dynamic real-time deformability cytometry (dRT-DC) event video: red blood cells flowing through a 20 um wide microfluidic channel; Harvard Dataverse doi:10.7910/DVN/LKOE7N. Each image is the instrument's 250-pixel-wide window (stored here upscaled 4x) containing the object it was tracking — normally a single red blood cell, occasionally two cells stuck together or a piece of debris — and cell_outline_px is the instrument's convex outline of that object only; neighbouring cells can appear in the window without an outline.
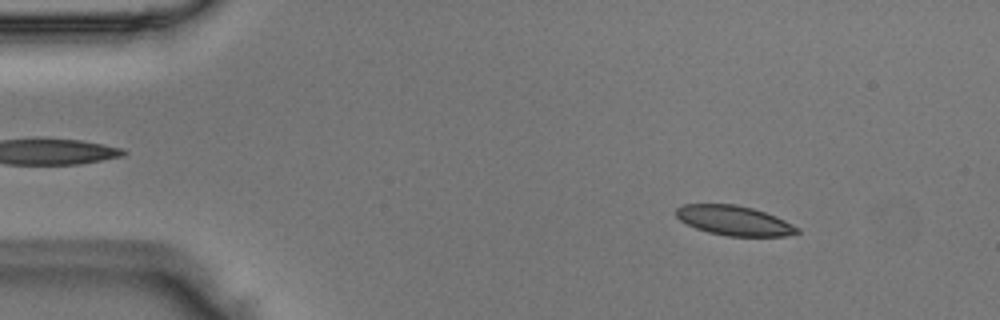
{"species": "Egyptian fruit bat (a non-hibernating species)", "species_latin": "Rousettus aegyptiacus", "temperature_condition": "room temperature", "stored_images_in_passage": 49, "camera_frame_rate_fps": 3000, "um_per_image_px": 0.085, "animal": {"sex": "male"}, "frame": {"image": 1, "passage_image": 6, "time_ms": 1.667, "image_size_px": [1000, 320], "cell_outline_px": [[800, 232], [784, 236], [728, 236], [708, 232], [696, 228], [680, 220], [676, 216], [676, 208], [684, 204], [736, 204], [752, 208], [776, 216], [800, 228]], "centroid_in_image_um": [62.41, 18.74], "position_along_channel_um": 22.6, "area_um2": 20.87}}
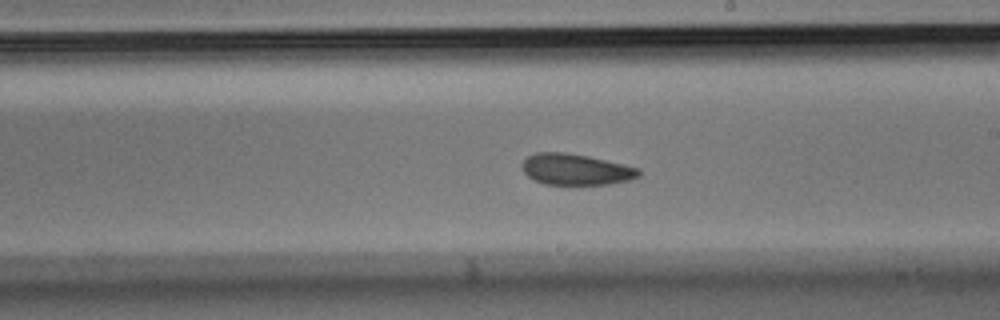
{"frame": {"image": 2, "passage_image": 28, "time_ms": 9.0, "image_size_px": [1000, 320], "cell_outline_px": [[640, 176], [628, 180], [608, 184], [544, 184], [528, 176], [524, 172], [520, 164], [528, 156], [536, 152], [564, 152], [588, 156], [624, 164], [640, 168]], "centroid_in_image_um": [48.94, 14.39], "position_along_channel_um": 240.1, "area_um2": 21.1}}
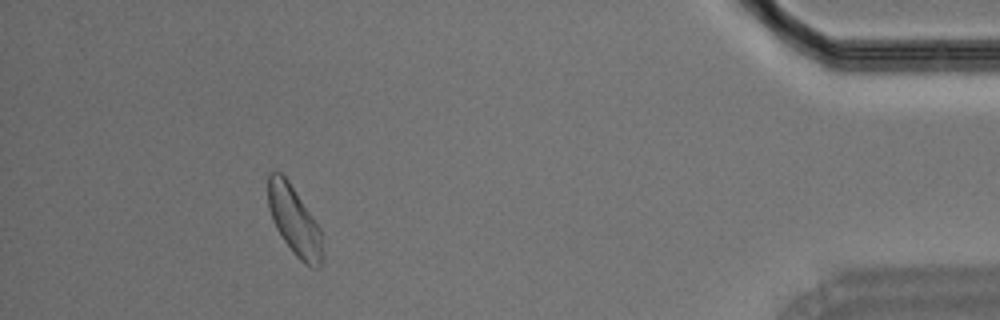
{"frame": {"image": 3, "passage_image": 45, "time_ms": 14.667, "image_size_px": [1000, 320], "cell_outline_px": [[320, 264], [316, 268], [312, 268], [304, 264], [292, 252], [276, 228], [272, 220], [268, 208], [268, 172], [280, 172], [288, 180], [320, 228]], "centroid_in_image_um": [24.96, 18.73], "position_along_channel_um": 410.2, "area_um2": 21.33}}